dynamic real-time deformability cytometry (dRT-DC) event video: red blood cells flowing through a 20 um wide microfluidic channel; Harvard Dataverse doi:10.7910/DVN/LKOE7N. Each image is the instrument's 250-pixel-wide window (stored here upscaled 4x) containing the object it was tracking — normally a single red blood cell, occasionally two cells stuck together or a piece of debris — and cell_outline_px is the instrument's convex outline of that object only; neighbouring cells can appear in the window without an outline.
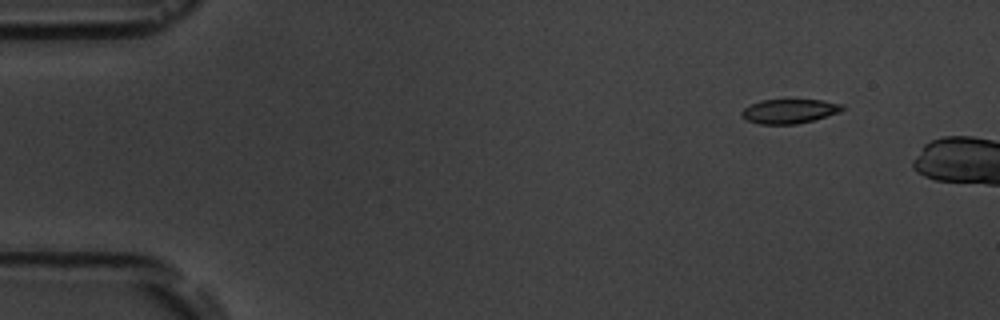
{"species": "common noctule bat (a hibernating species)", "species_latin": "Nyctalus noctula", "temperature_condition": "room temperature", "stored_images_in_passage": 4, "camera_frame_rate_fps": 3000, "um_per_image_px": 0.085, "animal": {"sex": "male", "body_mass_g": 19.5, "forearm_length_mm": 54.6}, "frame": {"image": 1, "passage_image": 2, "time_ms": 1.333, "image_size_px": [1000, 320], "cell_outline_px": [[844, 108], [840, 112], [812, 120], [796, 124], [760, 124], [744, 120], [740, 116], [740, 112], [744, 108], [752, 104], [764, 100], [824, 100], [844, 104]], "centroid_in_image_um": [67.08, 9.46], "position_along_channel_um": 17.9, "area_um2": 14.28}}